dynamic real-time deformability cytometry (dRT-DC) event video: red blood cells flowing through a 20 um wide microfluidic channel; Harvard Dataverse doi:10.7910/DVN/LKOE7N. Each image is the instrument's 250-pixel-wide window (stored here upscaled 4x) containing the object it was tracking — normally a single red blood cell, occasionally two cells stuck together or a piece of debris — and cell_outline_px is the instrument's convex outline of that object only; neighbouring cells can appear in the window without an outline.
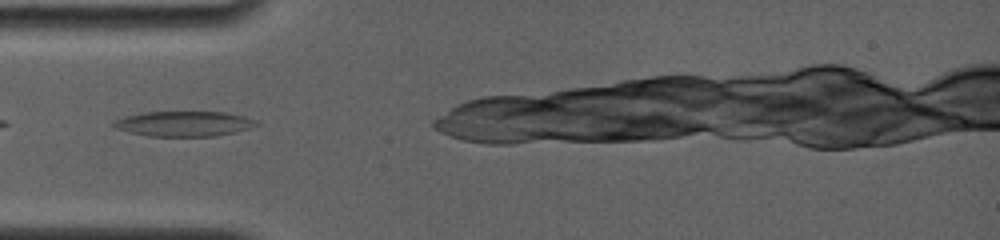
{"species": "common noctule bat (a hibernating species)", "species_latin": "Nyctalus noctula", "temperature_condition": "room temperature", "stored_images_in_passage": 2, "camera_frame_rate_fps": 4000, "um_per_image_px": 0.085, "animal": {"sex": "female", "body_mass_g": 19.0, "forearm_length_mm": 56.7}, "frame": {"image": 1, "passage_image": 1, "time_ms": 0.0, "image_size_px": [1000, 240], "cell_outline_px": [[260, 124], [248, 128], [216, 136], [148, 136], [128, 132], [116, 128], [112, 124], [112, 120], [124, 116], [144, 112], [224, 112], [244, 116], [256, 120]], "centroid_in_image_um": [15.59, 10.51], "position_along_channel_um": 69.4, "area_um2": 20.87}}